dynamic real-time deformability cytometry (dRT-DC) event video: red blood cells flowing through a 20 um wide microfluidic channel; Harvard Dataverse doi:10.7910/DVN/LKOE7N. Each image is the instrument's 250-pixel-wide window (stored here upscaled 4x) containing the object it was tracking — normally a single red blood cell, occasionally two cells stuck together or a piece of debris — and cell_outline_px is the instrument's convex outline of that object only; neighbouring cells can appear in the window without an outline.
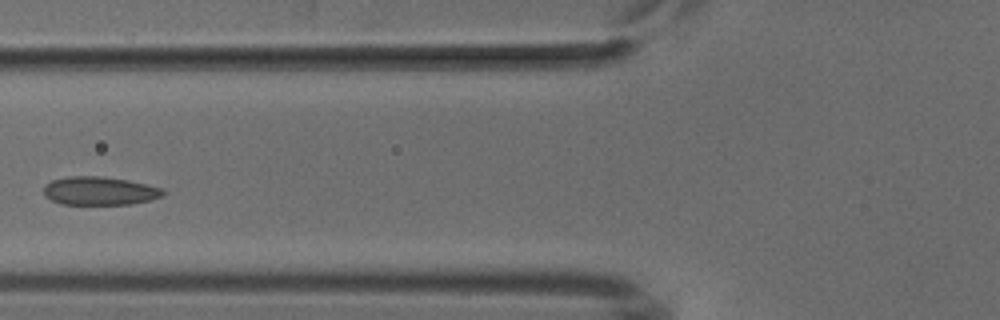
{"species": "common noctule bat (a hibernating species)", "species_latin": "Nyctalus noctula", "temperature_condition": "cold", "stored_images_in_passage": 4, "camera_frame_rate_fps": 3000, "um_per_image_px": 0.085, "animal": {"sex": "male", "body_mass_g": 18.8}, "frame": {"image": 1, "passage_image": 4, "time_ms": 3.333, "image_size_px": [1000, 320], "cell_outline_px": [[164, 196], [132, 204], [60, 204], [44, 196], [44, 184], [52, 180], [68, 176], [100, 176], [128, 180], [164, 188]], "centroid_in_image_um": [8.46, 16.22], "position_along_channel_um": 117.3, "area_um2": 19.83}}